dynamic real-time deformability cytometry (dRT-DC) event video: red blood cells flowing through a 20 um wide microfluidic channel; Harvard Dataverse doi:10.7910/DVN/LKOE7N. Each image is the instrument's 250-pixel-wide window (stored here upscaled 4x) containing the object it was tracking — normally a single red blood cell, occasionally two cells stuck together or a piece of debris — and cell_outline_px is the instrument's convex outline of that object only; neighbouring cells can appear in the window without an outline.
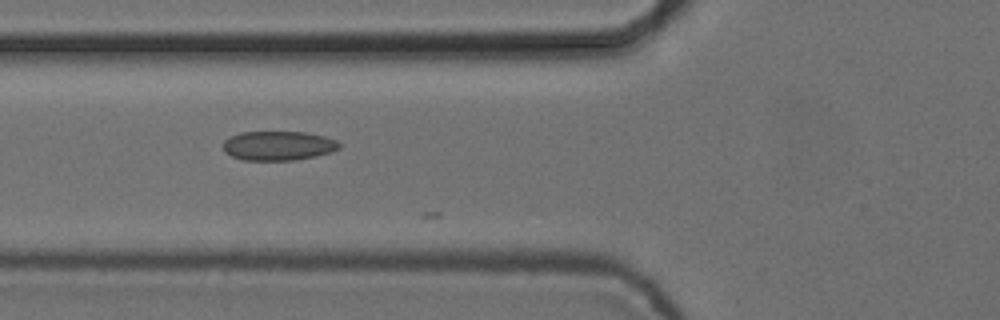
{"species": "common noctule bat (a hibernating species)", "species_latin": "Nyctalus noctula", "temperature_condition": "cold", "stored_images_in_passage": 6, "camera_frame_rate_fps": 3000, "um_per_image_px": 0.085, "animal": {"sex": "female", "body_mass_g": 24.6, "forearm_length_mm": 56.2}, "frame": {"image": 1, "passage_image": 6, "time_ms": 1.667, "image_size_px": [1000, 320], "cell_outline_px": [[340, 148], [332, 152], [316, 156], [296, 160], [244, 160], [232, 156], [224, 152], [224, 140], [228, 136], [240, 132], [304, 132], [324, 136], [336, 140], [340, 144]], "centroid_in_image_um": [23.65, 12.38], "position_along_channel_um": 102.2, "area_um2": 19.94}}